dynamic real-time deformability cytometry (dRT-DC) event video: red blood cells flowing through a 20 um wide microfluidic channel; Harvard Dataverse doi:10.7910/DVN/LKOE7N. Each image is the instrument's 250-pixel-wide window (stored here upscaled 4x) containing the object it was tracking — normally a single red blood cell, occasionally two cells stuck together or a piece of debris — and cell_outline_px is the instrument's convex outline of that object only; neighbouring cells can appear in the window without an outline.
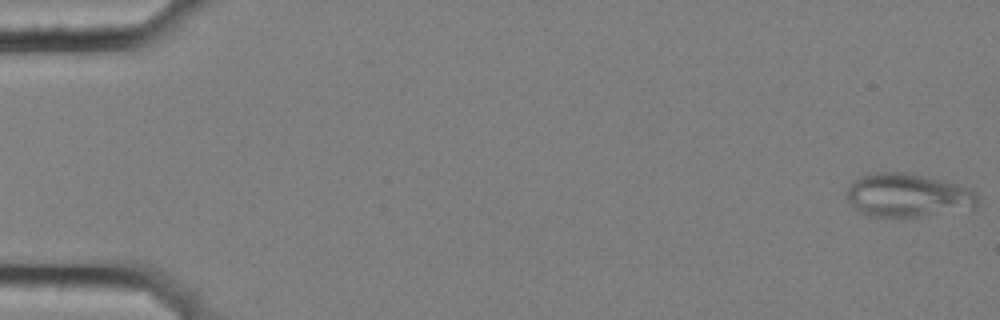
{"species": "common noctule bat (a hibernating species)", "species_latin": "Nyctalus noctula", "temperature_condition": "cold", "stored_images_in_passage": 58, "camera_frame_rate_fps": 3000, "um_per_image_px": 0.085, "animal": {"sex": "female", "body_mass_g": 25.1}, "frame": {"image": 1, "passage_image": 1, "time_ms": 0.0, "image_size_px": [1000, 320], "cell_outline_px": [[976, 208], [920, 216], [868, 216], [860, 212], [848, 200], [848, 188], [860, 176], [872, 172], [904, 172], [940, 180], [968, 188], [976, 196]], "centroid_in_image_um": [77.13, 16.6], "position_along_channel_um": 7.9, "area_um2": 32.43}}
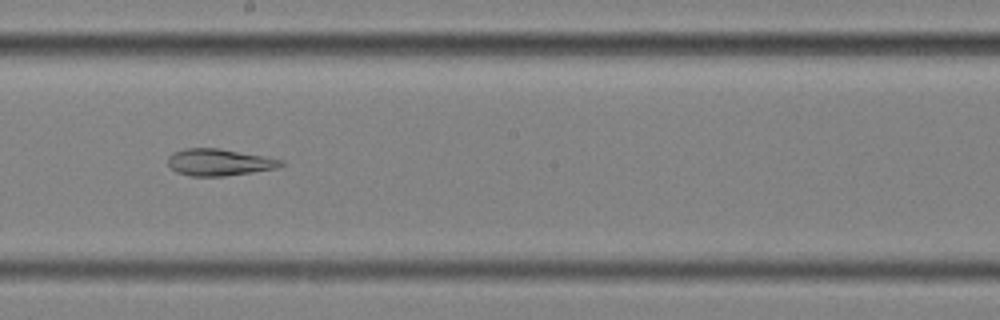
{"frame": {"image": 2, "passage_image": 33, "time_ms": 10.667, "image_size_px": [1000, 320], "cell_outline_px": [[284, 164], [276, 168], [252, 172], [224, 176], [192, 176], [176, 172], [168, 164], [168, 156], [172, 152], [184, 148], [220, 148], [264, 156], [284, 160]], "centroid_in_image_um": [18.61, 13.78], "position_along_channel_um": 229.6, "area_um2": 17.69}}
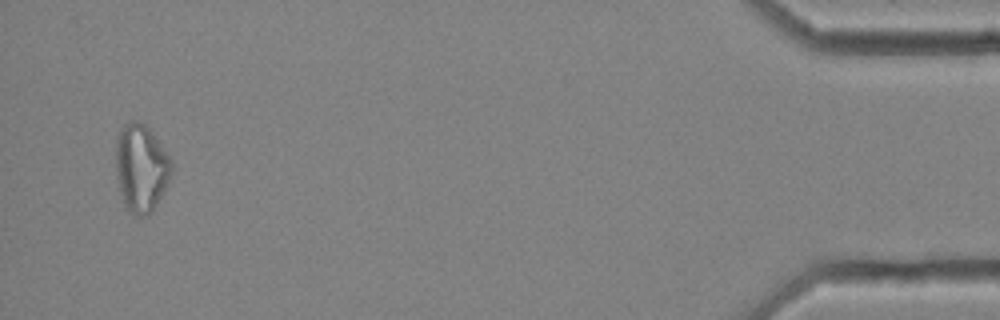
{"frame": {"image": 3, "passage_image": 56, "time_ms": 18.333, "image_size_px": [1000, 320], "cell_outline_px": [[172, 172], [168, 184], [156, 204], [148, 216], [140, 216], [128, 212], [124, 204], [120, 192], [116, 176], [116, 140], [120, 128], [128, 120], [136, 120], [144, 124], [152, 132], [172, 160]], "centroid_in_image_um": [11.98, 14.27], "position_along_channel_um": 423.2, "area_um2": 28.67}, "authors_computed_cell_mechanics": {"area_um2": 24.2471, "velocity_mm_per_s": 3.5258, "shape_relaxation_time_tau1_ms": null, "shape_relaxation_time_tau2_ms": 2.4148, "deformation_change_tau1": null, "deformation_change_tau2": 0.1032}}